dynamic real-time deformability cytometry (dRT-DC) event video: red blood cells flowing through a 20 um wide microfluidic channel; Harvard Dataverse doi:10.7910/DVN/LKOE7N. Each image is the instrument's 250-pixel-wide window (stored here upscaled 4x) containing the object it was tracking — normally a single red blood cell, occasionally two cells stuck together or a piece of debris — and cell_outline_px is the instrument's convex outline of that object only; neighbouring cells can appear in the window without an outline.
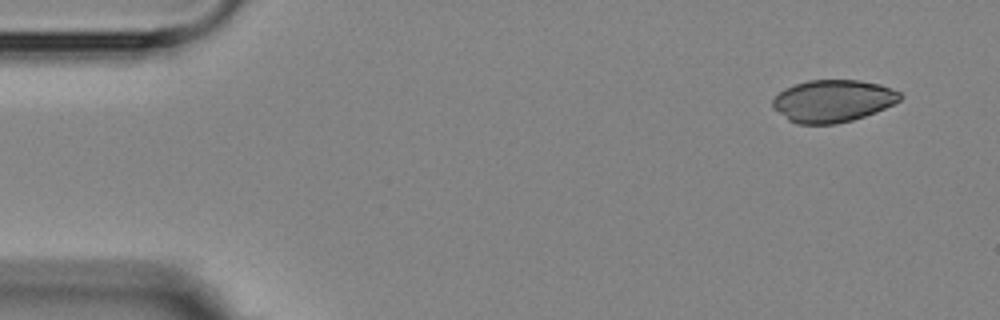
{"species": "Egyptian fruit bat (a non-hibernating species)", "species_latin": "Rousettus aegyptiacus", "temperature_condition": "room temperature", "stored_images_in_passage": 4, "camera_frame_rate_fps": 3000, "um_per_image_px": 0.085, "animal": {"sex": "female"}, "frame": {"image": 1, "passage_image": 1, "time_ms": 0.0, "image_size_px": [1000, 320], "cell_outline_px": [[900, 100], [876, 112], [852, 120], [836, 124], [796, 124], [788, 120], [772, 108], [772, 100], [784, 88], [808, 80], [860, 80], [880, 84], [900, 92]], "centroid_in_image_um": [70.76, 8.58], "position_along_channel_um": 14.2, "area_um2": 31.33}}